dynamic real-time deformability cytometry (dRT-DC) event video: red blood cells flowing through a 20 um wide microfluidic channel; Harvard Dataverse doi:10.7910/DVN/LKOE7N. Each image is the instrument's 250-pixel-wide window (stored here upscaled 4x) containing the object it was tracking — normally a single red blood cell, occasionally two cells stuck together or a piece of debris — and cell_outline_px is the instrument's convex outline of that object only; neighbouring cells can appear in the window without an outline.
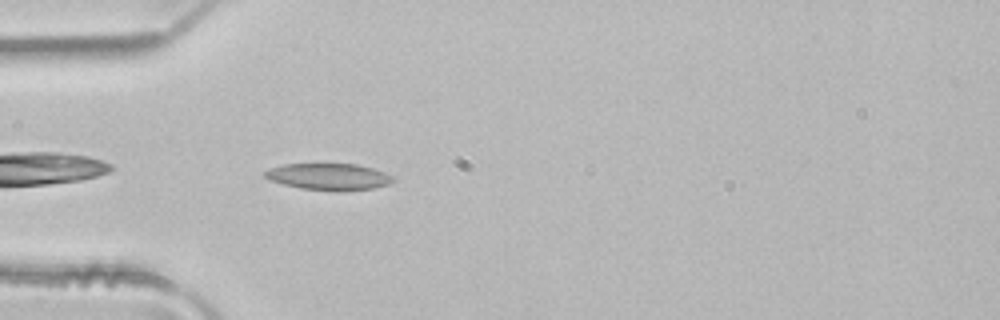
{"species": "common noctule bat (a hibernating species)", "species_latin": "Nyctalus noctula", "temperature_condition": "room temperature", "stored_images_in_passage": 3, "camera_frame_rate_fps": 3000, "um_per_image_px": 0.085, "animal": {"sex": "male", "body_mass_g": 21.5, "forearm_length_mm": 52.0}, "frame": {"image": 1, "passage_image": 3, "time_ms": 0.667, "image_size_px": [1000, 320], "cell_outline_px": [[396, 180], [388, 184], [372, 188], [340, 192], [336, 192], [300, 188], [268, 180], [264, 176], [264, 172], [268, 168], [284, 164], [356, 164], [372, 168], [384, 172], [392, 176]], "centroid_in_image_um": [27.92, 15.03], "position_along_channel_um": 57.1, "area_um2": 20.06}}